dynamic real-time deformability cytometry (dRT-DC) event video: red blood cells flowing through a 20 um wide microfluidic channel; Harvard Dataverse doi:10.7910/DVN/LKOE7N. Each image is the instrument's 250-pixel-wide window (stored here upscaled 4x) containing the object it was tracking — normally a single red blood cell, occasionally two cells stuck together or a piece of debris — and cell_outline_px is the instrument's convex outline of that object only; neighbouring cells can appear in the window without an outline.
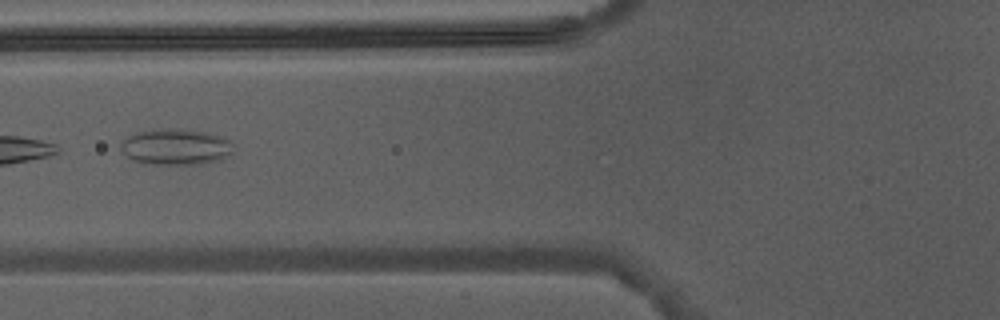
{"species": "Egyptian fruit bat (a non-hibernating species)", "species_latin": "Rousettus aegyptiacus", "temperature_condition": "warm", "stored_images_in_passage": 4, "camera_frame_rate_fps": 3000, "um_per_image_px": 0.085, "animal": {"sex": "male"}, "frame": {"image": 1, "passage_image": 4, "time_ms": 4.667, "image_size_px": [1000, 320], "cell_outline_px": [[232, 152], [228, 156], [220, 160], [204, 164], [144, 164], [128, 156], [120, 148], [120, 144], [128, 136], [136, 132], [152, 128], [176, 128], [204, 132], [220, 136], [232, 140]], "centroid_in_image_um": [14.95, 12.47], "position_along_channel_um": 110.8, "area_um2": 23.87}}